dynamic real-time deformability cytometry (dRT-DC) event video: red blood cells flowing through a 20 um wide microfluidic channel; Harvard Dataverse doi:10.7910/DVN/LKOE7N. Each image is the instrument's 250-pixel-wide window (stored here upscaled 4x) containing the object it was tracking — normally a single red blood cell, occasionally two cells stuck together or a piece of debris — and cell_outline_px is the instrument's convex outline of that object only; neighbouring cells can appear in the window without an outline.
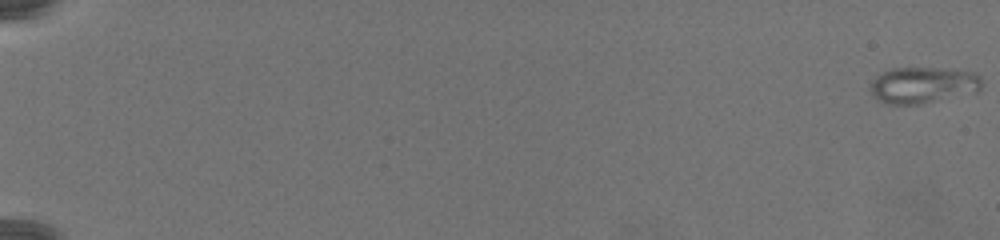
{"species": "common noctule bat (a hibernating species)", "species_latin": "Nyctalus noctula", "temperature_condition": "warm", "stored_images_in_passage": 81, "camera_frame_rate_fps": 3000, "um_per_image_px": 0.085, "animal": {"sex": "female", "body_mass_g": 19.5, "forearm_length_mm": 54.1}, "frame": {"image": 1, "passage_image": 1, "time_ms": 0.0, "image_size_px": [1000, 240], "cell_outline_px": [[980, 92], [916, 104], [884, 104], [872, 92], [872, 80], [884, 72], [892, 68], [932, 68], [972, 72], [980, 76]], "centroid_in_image_um": [78.48, 7.24], "position_along_channel_um": 6.5, "area_um2": 23.06}}
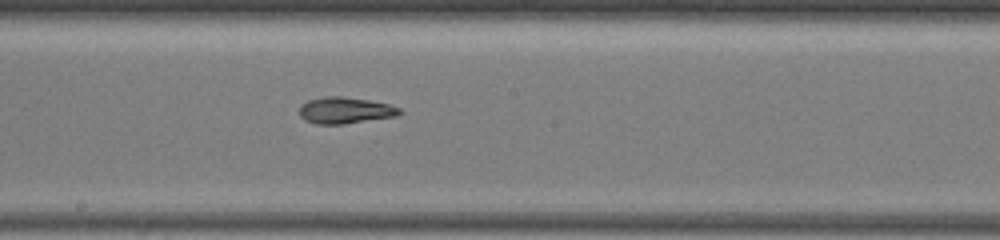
{"frame": {"image": 2, "passage_image": 49, "time_ms": 16.0, "image_size_px": [1000, 240], "cell_outline_px": [[404, 112], [396, 116], [344, 124], [316, 124], [304, 120], [300, 116], [300, 108], [308, 100], [328, 96], [340, 96], [368, 100], [388, 104], [400, 108]], "centroid_in_image_um": [29.36, 9.39], "position_along_channel_um": 218.8, "area_um2": 15.32}}
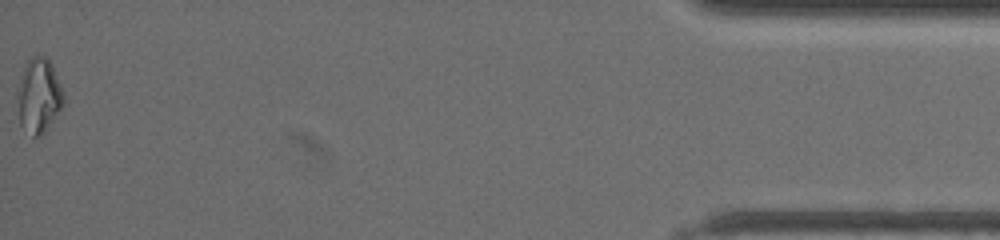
{"frame": {"image": 3, "passage_image": 81, "time_ms": 26.667, "image_size_px": [1000, 240], "cell_outline_px": [[64, 104], [44, 132], [36, 136], [32, 136], [20, 124], [16, 96], [24, 68], [28, 60], [32, 56], [44, 56], [48, 60], [60, 84], [64, 96]], "centroid_in_image_um": [3.28, 8.15], "position_along_channel_um": 431.9, "area_um2": 19.54}}